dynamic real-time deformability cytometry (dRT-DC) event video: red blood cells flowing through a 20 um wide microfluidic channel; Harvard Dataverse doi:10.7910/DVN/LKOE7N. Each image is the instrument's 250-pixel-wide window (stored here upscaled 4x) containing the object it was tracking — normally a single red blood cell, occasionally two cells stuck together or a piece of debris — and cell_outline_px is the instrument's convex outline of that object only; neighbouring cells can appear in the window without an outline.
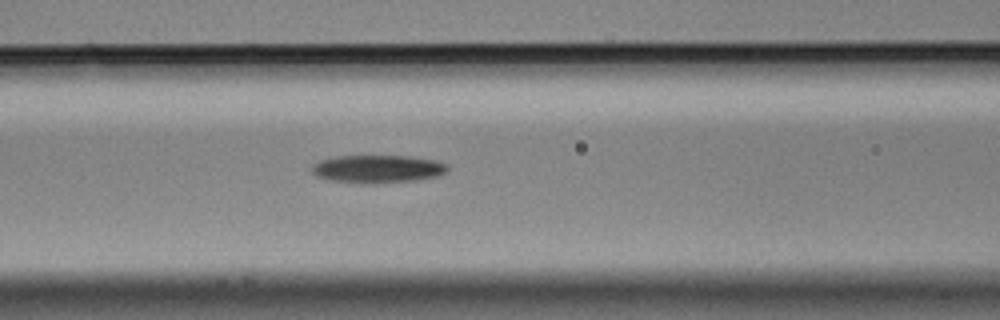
{"species": "Egyptian fruit bat (a non-hibernating species)", "species_latin": "Rousettus aegyptiacus", "temperature_condition": "cold", "stored_images_in_passage": 5, "camera_frame_rate_fps": 3000, "um_per_image_px": 0.085, "animal": {"sex": "male"}, "frame": {"image": 1, "passage_image": 5, "time_ms": 1.333, "image_size_px": [1000, 320], "cell_outline_px": [[448, 168], [444, 172], [436, 176], [416, 180], [332, 180], [316, 176], [312, 172], [312, 164], [320, 160], [336, 156], [408, 156], [436, 160], [448, 164]], "centroid_in_image_um": [32.11, 14.29], "position_along_channel_um": 134.5, "area_um2": 20.75}}